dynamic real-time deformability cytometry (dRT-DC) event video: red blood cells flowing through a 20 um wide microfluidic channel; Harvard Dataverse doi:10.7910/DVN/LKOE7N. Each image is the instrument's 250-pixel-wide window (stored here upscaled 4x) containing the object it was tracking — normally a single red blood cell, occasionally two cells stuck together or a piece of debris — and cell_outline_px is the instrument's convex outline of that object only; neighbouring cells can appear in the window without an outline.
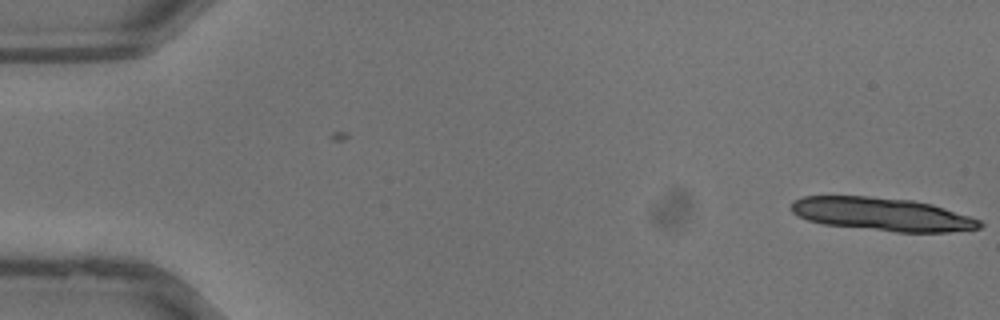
{"species": "common noctule bat (a hibernating species)", "species_latin": "Nyctalus noctula", "temperature_condition": "warm", "stored_images_in_passage": 6, "camera_frame_rate_fps": 3000, "um_per_image_px": 0.085, "animal": {"sex": "male", "body_mass_g": 13.3}, "frame": {"image": 1, "passage_image": 6, "time_ms": 1.667, "image_size_px": [1000, 320], "cell_outline_px": [[984, 224], [980, 228], [948, 232], [896, 232], [824, 224], [808, 220], [792, 212], [788, 208], [792, 200], [804, 196], [868, 196], [912, 200], [932, 204], [980, 220]], "centroid_in_image_um": [74.94, 18.2], "position_along_channel_um": 10.1, "area_um2": 36.41}}